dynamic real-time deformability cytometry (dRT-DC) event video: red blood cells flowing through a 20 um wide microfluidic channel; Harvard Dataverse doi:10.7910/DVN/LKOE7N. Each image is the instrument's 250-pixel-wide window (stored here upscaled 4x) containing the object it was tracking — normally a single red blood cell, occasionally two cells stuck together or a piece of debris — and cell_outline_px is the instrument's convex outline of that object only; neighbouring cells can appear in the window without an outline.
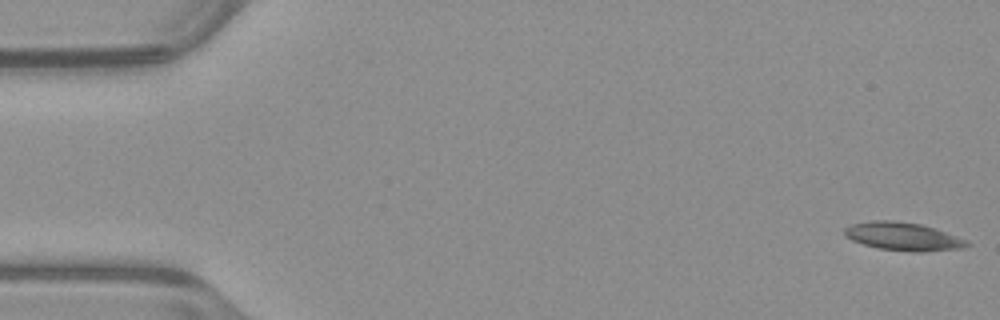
{"species": "common noctule bat (a hibernating species)", "species_latin": "Nyctalus noctula", "temperature_condition": "warm", "stored_images_in_passage": 52, "camera_frame_rate_fps": 3000, "um_per_image_px": 0.085, "animal": {"sex": "male", "body_mass_g": 23.1, "forearm_length_mm": 52.7}, "frame": {"image": 1, "passage_image": 1, "time_ms": 0.0, "image_size_px": [1000, 320], "cell_outline_px": [[972, 244], [964, 248], [924, 252], [912, 252], [876, 248], [852, 240], [844, 236], [844, 228], [852, 224], [872, 220], [892, 220], [920, 224], [936, 228], [968, 240]], "centroid_in_image_um": [76.79, 20.1], "position_along_channel_um": 8.2, "area_um2": 20.35}}
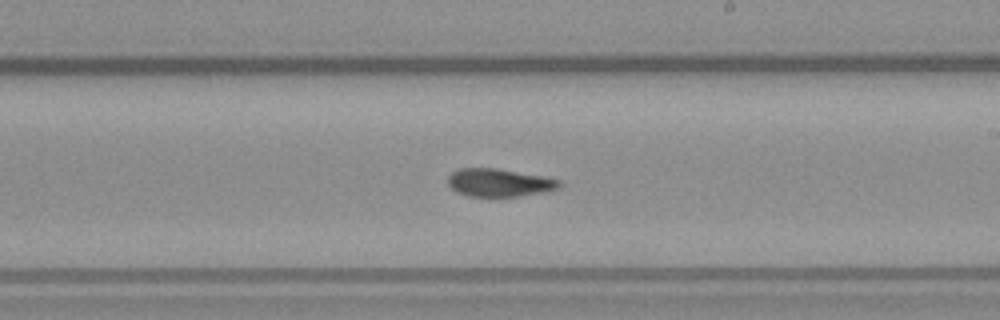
{"frame": {"image": 2, "passage_image": 30, "time_ms": 9.667, "image_size_px": [1000, 320], "cell_outline_px": [[560, 188], [544, 192], [520, 196], [468, 196], [456, 192], [448, 184], [448, 176], [456, 168], [496, 168], [544, 176], [560, 180]], "centroid_in_image_um": [42.42, 15.52], "position_along_channel_um": 246.6, "area_um2": 18.21}}
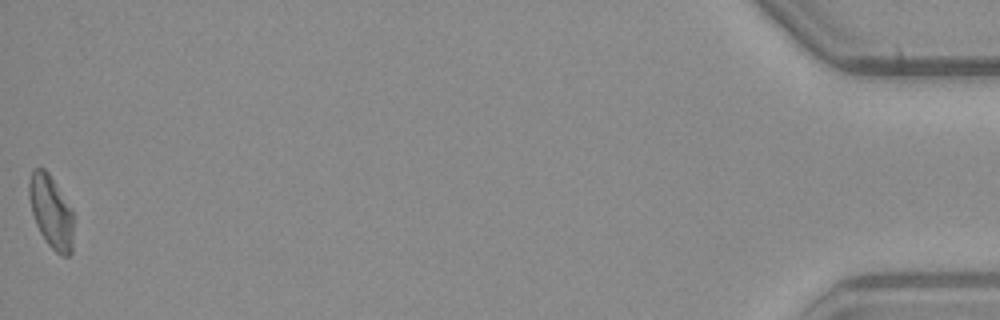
{"frame": {"image": 3, "passage_image": 52, "time_ms": 17.0, "image_size_px": [1000, 320], "cell_outline_px": [[72, 252], [68, 256], [64, 256], [56, 252], [48, 244], [40, 232], [36, 224], [32, 212], [28, 196], [28, 180], [32, 168], [44, 168], [48, 172], [72, 212]], "centroid_in_image_um": [4.3, 17.98], "position_along_channel_um": 430.9, "area_um2": 18.5}, "authors_computed_cell_mechanics": {"area_um2": 19.2474, "velocity_mm_per_s": 3.957, "shape_relaxation_time_tau1_ms": null, "shape_relaxation_time_tau2_ms": 3.9582, "deformation_change_tau1": null, "deformation_change_tau2": 0.0842}}